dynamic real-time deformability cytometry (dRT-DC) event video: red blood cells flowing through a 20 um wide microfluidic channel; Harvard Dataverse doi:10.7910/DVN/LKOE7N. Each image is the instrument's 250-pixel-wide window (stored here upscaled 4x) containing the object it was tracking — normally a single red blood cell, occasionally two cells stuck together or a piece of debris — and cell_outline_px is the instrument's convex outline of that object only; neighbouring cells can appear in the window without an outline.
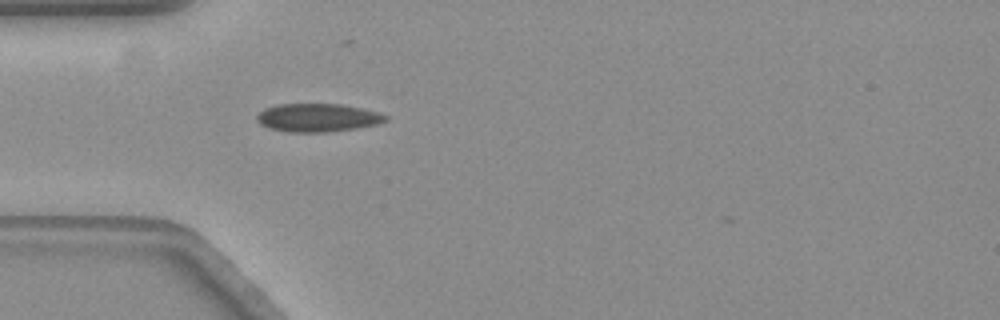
{"species": "common noctule bat (a hibernating species)", "species_latin": "Nyctalus noctula", "temperature_condition": "warm", "stored_images_in_passage": 20, "camera_frame_rate_fps": 3000, "um_per_image_px": 0.085, "animal": {"sex": "female", "body_mass_g": 19.3, "forearm_length_mm": 54.1}, "frame": {"image": 1, "passage_image": 2, "time_ms": 0.333, "image_size_px": [1000, 320], "cell_outline_px": [[388, 120], [376, 124], [356, 128], [324, 132], [288, 132], [268, 128], [260, 124], [256, 120], [256, 116], [264, 108], [276, 104], [340, 104], [360, 108], [376, 112], [388, 116]], "centroid_in_image_um": [26.95, 10.0], "position_along_channel_um": 58.1, "area_um2": 21.1}}